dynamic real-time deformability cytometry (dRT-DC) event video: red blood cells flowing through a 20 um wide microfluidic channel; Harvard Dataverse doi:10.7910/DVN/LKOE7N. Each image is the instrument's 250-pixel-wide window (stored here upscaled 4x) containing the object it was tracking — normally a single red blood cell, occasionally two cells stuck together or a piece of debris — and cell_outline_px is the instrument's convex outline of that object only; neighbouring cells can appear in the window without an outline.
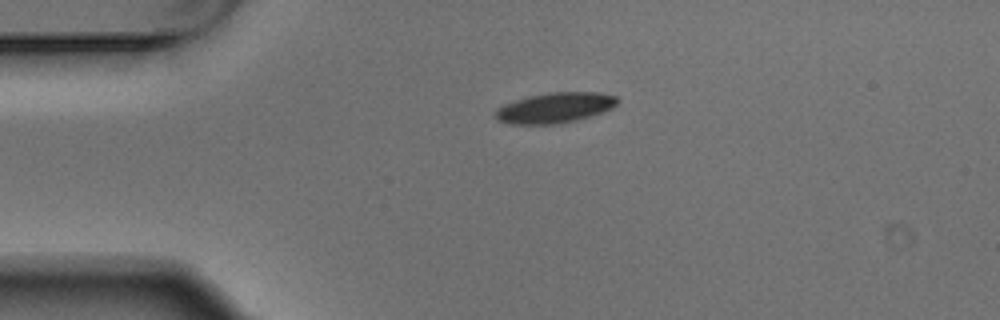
{"species": "Egyptian fruit bat (a non-hibernating species)", "species_latin": "Rousettus aegyptiacus", "temperature_condition": "warm", "stored_images_in_passage": 2, "camera_frame_rate_fps": 3000, "um_per_image_px": 0.085, "animal": {"sex": "male"}, "frame": {"image": 1, "passage_image": 1, "time_ms": 0.0, "image_size_px": [1000, 320], "cell_outline_px": [[620, 100], [612, 108], [576, 120], [552, 124], [512, 124], [500, 120], [496, 116], [496, 108], [504, 104], [528, 96], [552, 92], [596, 92], [616, 96]], "centroid_in_image_um": [47.18, 9.15], "position_along_channel_um": 37.8, "area_um2": 21.21}}